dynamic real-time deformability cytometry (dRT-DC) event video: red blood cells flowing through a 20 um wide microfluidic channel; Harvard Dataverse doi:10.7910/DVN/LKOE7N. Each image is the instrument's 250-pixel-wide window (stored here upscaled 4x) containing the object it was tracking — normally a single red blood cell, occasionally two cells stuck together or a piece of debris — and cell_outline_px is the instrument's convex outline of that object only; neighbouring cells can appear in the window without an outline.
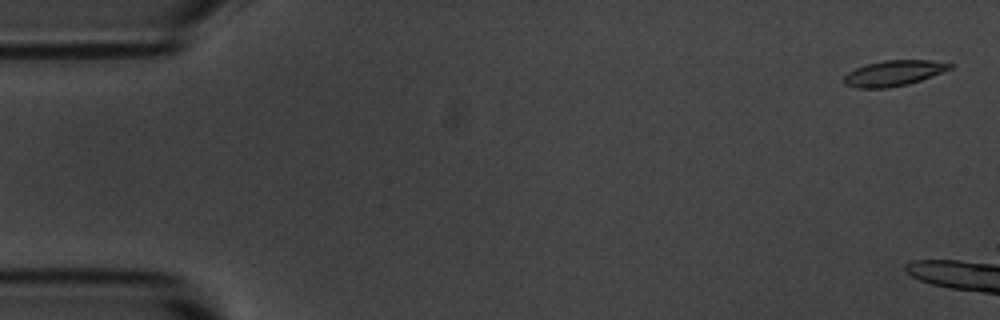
{"species": "common noctule bat (a hibernating species)", "species_latin": "Nyctalus noctula", "temperature_condition": "room temperature", "stored_images_in_passage": 3, "camera_frame_rate_fps": 3000, "um_per_image_px": 0.085, "animal": {"sex": "male", "body_mass_g": 20.1, "forearm_length_mm": 53.5}, "frame": {"image": 1, "passage_image": 1, "time_ms": 0.0, "image_size_px": [1000, 320], "cell_outline_px": [[956, 64], [952, 68], [932, 76], [908, 84], [888, 88], [856, 88], [844, 84], [844, 76], [848, 72], [856, 68], [868, 64], [884, 60], [932, 60]], "centroid_in_image_um": [75.98, 6.22], "position_along_channel_um": 9.0, "area_um2": 15.78}}